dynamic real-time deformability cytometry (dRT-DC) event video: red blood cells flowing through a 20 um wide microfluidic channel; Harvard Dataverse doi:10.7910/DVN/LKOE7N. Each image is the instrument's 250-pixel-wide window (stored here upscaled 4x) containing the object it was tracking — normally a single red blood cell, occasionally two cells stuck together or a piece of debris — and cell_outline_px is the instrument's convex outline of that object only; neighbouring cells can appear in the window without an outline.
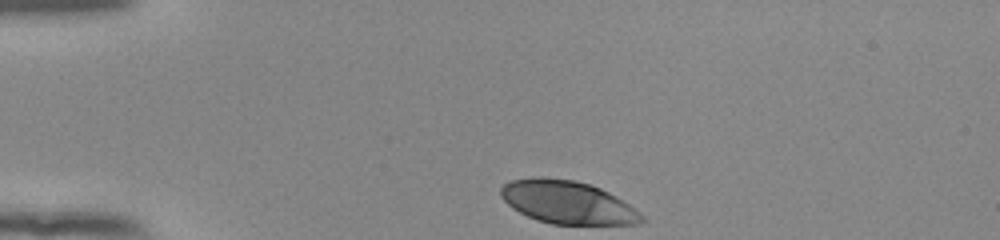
{"species": "human", "species_latin": "Homo sapiens", "temperature_condition": "room temperature", "stored_images_in_passage": 34, "camera_frame_rate_fps": 3000, "um_per_image_px": 0.085, "donor": {"sex": "female"}, "frame": {"image": 1, "passage_image": 1, "time_ms": 0.0, "image_size_px": [1000, 240], "cell_outline_px": [[644, 220], [640, 224], [552, 224], [536, 220], [512, 208], [500, 196], [500, 188], [504, 184], [512, 180], [540, 176], [572, 180], [588, 184], [600, 188], [616, 196], [640, 212], [644, 216]], "centroid_in_image_um": [48.23, 17.2], "position_along_channel_um": 36.8, "area_um2": 35.14}}
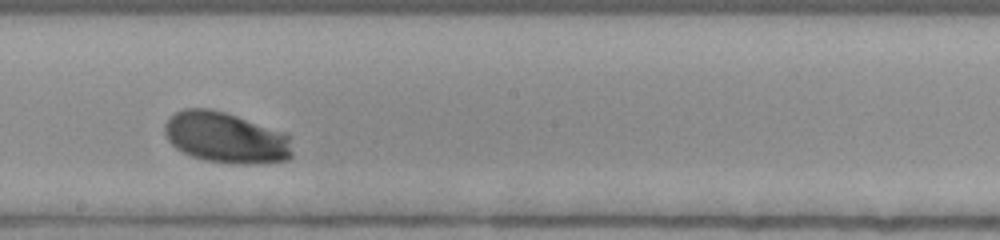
{"frame": {"image": 2, "passage_image": 20, "time_ms": 6.333, "image_size_px": [1000, 240], "cell_outline_px": [[292, 156], [288, 160], [256, 164], [232, 164], [204, 160], [192, 156], [176, 148], [168, 140], [164, 132], [164, 124], [176, 112], [184, 108], [208, 108], [224, 112], [288, 132], [292, 152]], "centroid_in_image_um": [19.23, 11.7], "position_along_channel_um": 229.0, "area_um2": 38.21}}
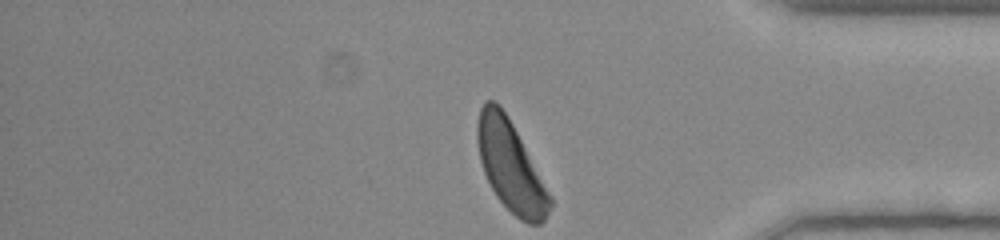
{"frame": {"image": 3, "passage_image": 34, "time_ms": 11.0, "image_size_px": [1000, 240], "cell_outline_px": [[552, 204], [544, 220], [540, 224], [528, 224], [520, 220], [496, 196], [484, 172], [480, 160], [476, 140], [476, 124], [480, 108], [484, 100], [492, 100], [500, 104], [508, 116], [552, 196]], "centroid_in_image_um": [43.39, 14.09], "position_along_channel_um": 391.8, "area_um2": 38.09}, "authors_computed_cell_mechanics": {"area_um2": 37.0787, "velocity_mm_per_s": 3.8455, "shape_relaxation_time_tau1_ms": 1.1483, "shape_relaxation_time_tau2_ms": null, "deformation_change_tau1": 0.1045, "deformation_change_tau2": null}}